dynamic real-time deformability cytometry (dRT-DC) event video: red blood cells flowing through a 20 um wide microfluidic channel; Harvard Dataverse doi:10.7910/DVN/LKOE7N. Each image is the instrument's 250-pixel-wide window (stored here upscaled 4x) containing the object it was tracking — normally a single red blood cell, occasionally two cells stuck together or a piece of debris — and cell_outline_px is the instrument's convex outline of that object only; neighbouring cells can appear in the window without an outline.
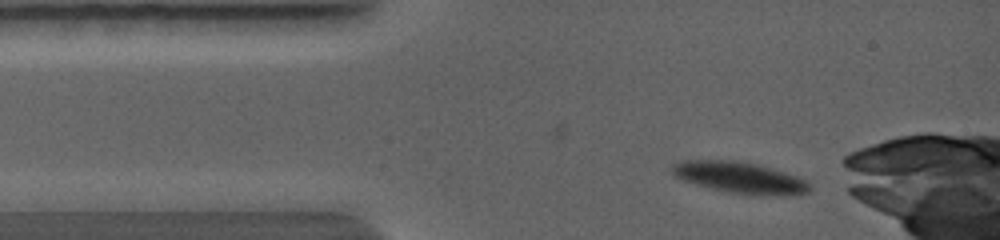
{"species": "common noctule bat (a hibernating species)", "species_latin": "Nyctalus noctula", "temperature_condition": "warm", "stored_images_in_passage": 5, "camera_frame_rate_fps": 5000, "um_per_image_px": 0.085, "animal": {"sex": "female", "body_mass_g": 19.0, "forearm_length_mm": 56.7}, "frame": {"image": 1, "passage_image": 2, "time_ms": 0.4, "image_size_px": [1000, 240], "cell_outline_px": [[808, 192], [792, 196], [748, 196], [724, 192], [708, 188], [672, 176], [672, 168], [680, 164], [736, 164], [756, 168], [788, 176], [800, 180], [808, 184]], "centroid_in_image_um": [62.92, 15.29], "position_along_channel_um": 22.1, "area_um2": 22.02}}
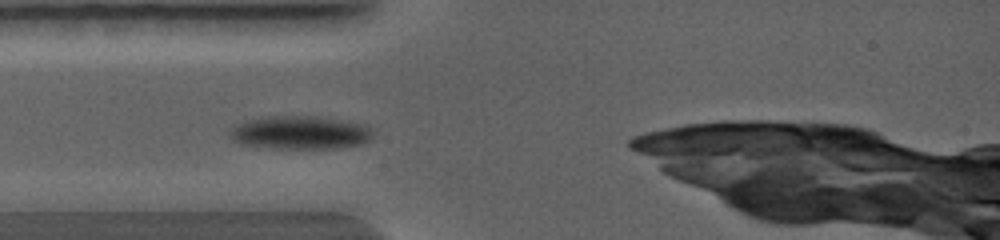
{"frame": {"image": 2, "passage_image": 4, "time_ms": 1.8, "image_size_px": [1000, 240], "cell_outline_px": [[368, 140], [360, 144], [344, 148], [272, 148], [244, 144], [236, 136], [236, 132], [244, 124], [256, 120], [296, 116], [320, 120], [360, 128], [368, 136]], "centroid_in_image_um": [25.48, 11.37], "position_along_channel_um": 59.5, "area_um2": 23.7}}
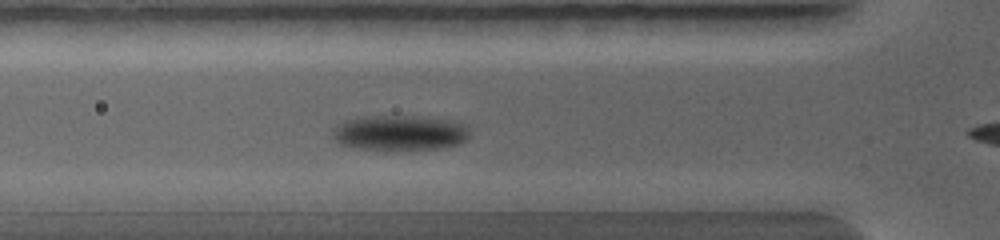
{"frame": {"image": 3, "passage_image": 5, "time_ms": 2.4, "image_size_px": [1000, 240], "cell_outline_px": [[468, 136], [464, 140], [456, 144], [444, 148], [396, 152], [348, 148], [340, 144], [336, 136], [336, 132], [344, 124], [356, 120], [376, 116], [380, 116], [432, 120], [456, 124]], "centroid_in_image_um": [33.91, 11.42], "position_along_channel_um": 91.9, "area_um2": 26.24}}